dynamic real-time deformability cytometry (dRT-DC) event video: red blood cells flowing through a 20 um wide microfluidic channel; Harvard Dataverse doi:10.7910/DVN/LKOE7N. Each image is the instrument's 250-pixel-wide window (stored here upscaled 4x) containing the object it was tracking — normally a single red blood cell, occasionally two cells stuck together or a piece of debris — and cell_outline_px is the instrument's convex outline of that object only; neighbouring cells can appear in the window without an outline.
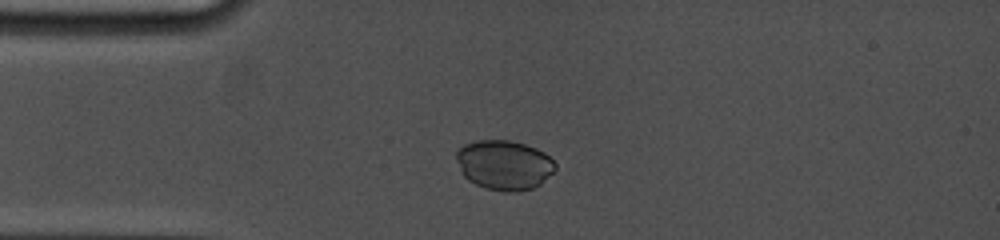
{"species": "common noctule bat (a hibernating species)", "species_latin": "Nyctalus noctula", "temperature_condition": "cold", "stored_images_in_passage": 10, "camera_frame_rate_fps": 5000, "um_per_image_px": 0.085, "animal": {"sex": "female", "body_mass_g": 19.0, "forearm_length_mm": 53.3}, "frame": {"image": 1, "passage_image": 2, "time_ms": 0.4, "image_size_px": [1000, 240], "cell_outline_px": [[556, 168], [540, 184], [532, 188], [516, 192], [504, 192], [488, 188], [476, 184], [468, 180], [460, 172], [456, 160], [456, 152], [464, 144], [476, 140], [508, 140], [524, 144], [536, 148], [544, 152], [556, 164]], "centroid_in_image_um": [42.83, 14.02], "position_along_channel_um": 42.2, "area_um2": 28.61}}
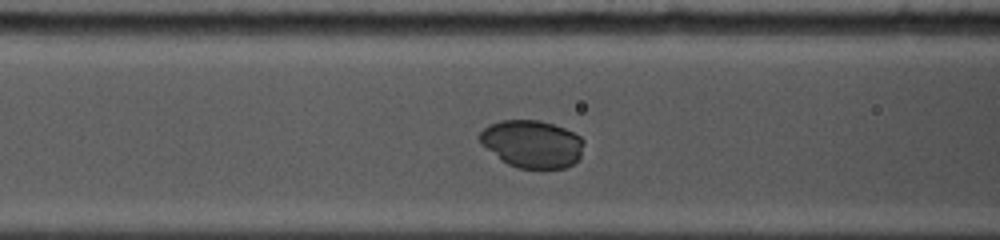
{"frame": {"image": 2, "passage_image": 7, "time_ms": 3.0, "image_size_px": [1000, 240], "cell_outline_px": [[584, 144], [580, 156], [572, 164], [564, 168], [520, 168], [508, 164], [500, 160], [480, 144], [480, 132], [488, 124], [500, 120], [540, 120], [564, 128], [580, 136], [584, 140]], "centroid_in_image_um": [45.2, 12.22], "position_along_channel_um": 121.4, "area_um2": 28.9}}
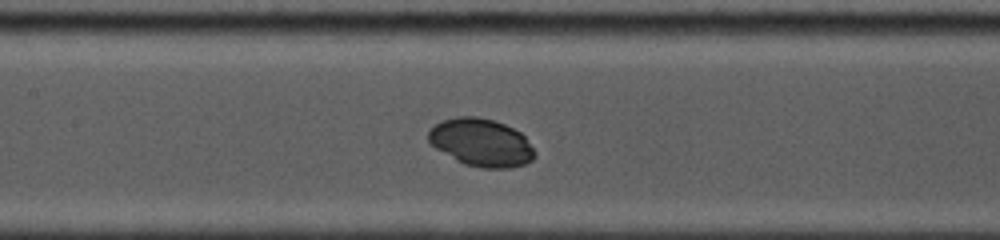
{"frame": {"image": 3, "passage_image": 9, "time_ms": 4.2, "image_size_px": [1000, 240], "cell_outline_px": [[536, 156], [532, 160], [524, 164], [508, 168], [480, 168], [464, 164], [456, 160], [436, 148], [428, 140], [428, 132], [436, 124], [444, 120], [456, 116], [476, 116], [492, 120], [504, 124], [520, 132], [524, 136], [536, 152]], "centroid_in_image_um": [40.91, 12.12], "position_along_channel_um": 166.5, "area_um2": 29.42}}